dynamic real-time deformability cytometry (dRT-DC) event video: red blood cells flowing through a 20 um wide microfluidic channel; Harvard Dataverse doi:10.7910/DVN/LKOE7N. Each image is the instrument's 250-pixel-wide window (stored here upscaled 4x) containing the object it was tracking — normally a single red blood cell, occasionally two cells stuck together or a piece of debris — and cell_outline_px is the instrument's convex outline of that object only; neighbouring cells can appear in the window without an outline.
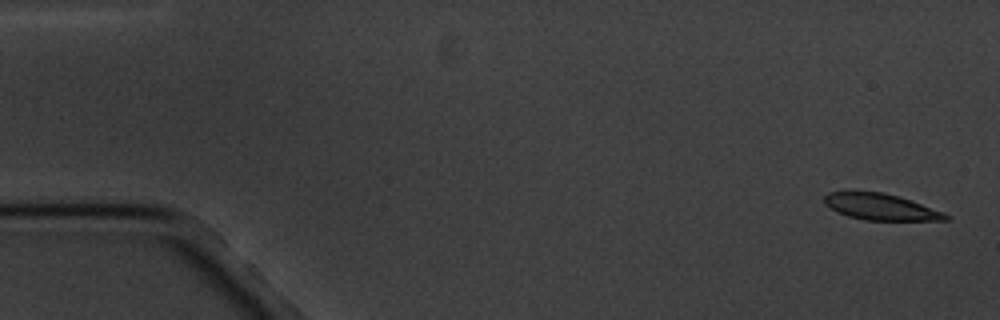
{"species": "common noctule bat (a hibernating species)", "species_latin": "Nyctalus noctula", "temperature_condition": "cold", "stored_images_in_passage": 6, "segment_of_instrument_passage": [1, 2], "camera_frame_rate_fps": 3000, "um_per_image_px": 0.085, "animal": {"sex": "male", "body_mass_g": 20.1, "forearm_length_mm": 53.5}, "frame": {"image": 1, "passage_image": 1, "time_ms": 0.0, "image_size_px": [1000, 320], "cell_outline_px": [[952, 216], [948, 220], [864, 220], [848, 216], [836, 212], [824, 204], [824, 196], [828, 192], [844, 188], [848, 188], [880, 192], [896, 196], [944, 212]], "centroid_in_image_um": [74.73, 17.54], "position_along_channel_um": 10.3, "area_um2": 19.13}}
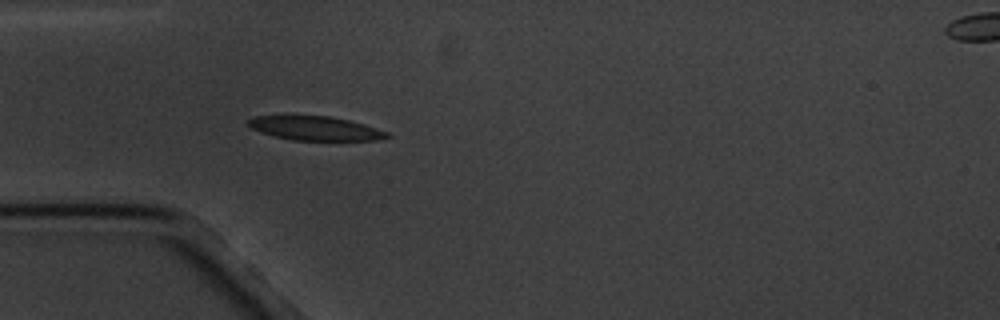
{"frame": {"image": 2, "passage_image": 5, "time_ms": 5.0, "image_size_px": [1000, 320], "cell_outline_px": [[392, 136], [380, 140], [292, 140], [276, 136], [252, 128], [244, 124], [244, 120], [256, 116], [332, 116], [364, 124], [388, 132]], "centroid_in_image_um": [26.81, 10.9], "position_along_channel_um": 58.2, "area_um2": 19.36}}